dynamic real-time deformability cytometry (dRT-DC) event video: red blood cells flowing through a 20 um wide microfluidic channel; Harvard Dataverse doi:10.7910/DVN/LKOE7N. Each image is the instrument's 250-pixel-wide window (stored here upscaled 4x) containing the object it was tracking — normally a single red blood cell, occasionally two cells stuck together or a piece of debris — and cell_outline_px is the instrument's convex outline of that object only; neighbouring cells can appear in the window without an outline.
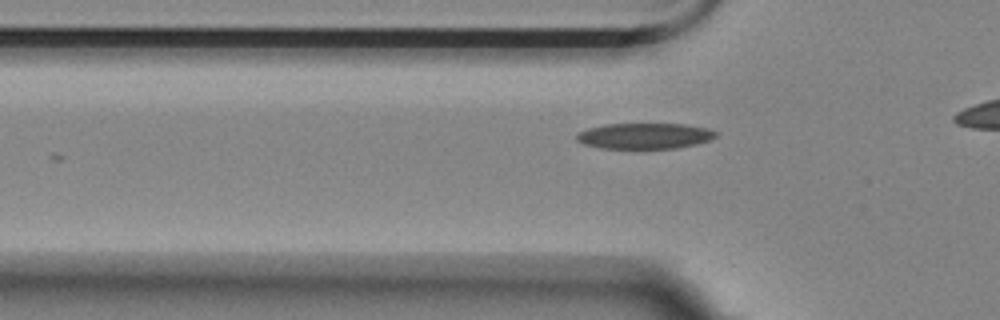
{"species": "Egyptian fruit bat (a non-hibernating species)", "species_latin": "Rousettus aegyptiacus", "temperature_condition": "room temperature", "stored_images_in_passage": 24, "camera_frame_rate_fps": 3000, "um_per_image_px": 0.085, "animal": {"sex": "female"}, "frame": {"image": 1, "passage_image": 3, "time_ms": 0.667, "image_size_px": [1000, 320], "cell_outline_px": [[720, 132], [716, 136], [708, 140], [696, 144], [676, 148], [600, 148], [584, 144], [576, 140], [576, 136], [580, 132], [588, 128], [604, 124], [684, 124], [708, 128]], "centroid_in_image_um": [54.81, 11.55], "position_along_channel_um": 71.0, "area_um2": 20.87}}
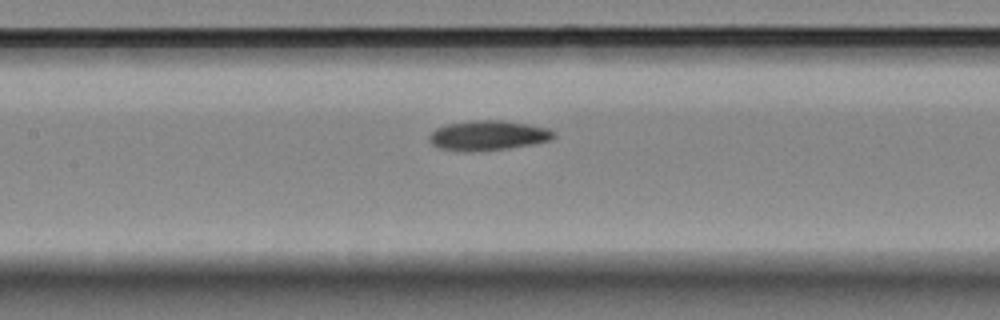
{"frame": {"image": 2, "passage_image": 11, "time_ms": 3.333, "image_size_px": [1000, 320], "cell_outline_px": [[556, 136], [552, 140], [532, 144], [508, 148], [440, 148], [432, 144], [428, 140], [428, 136], [436, 128], [448, 124], [472, 120], [500, 120], [528, 124], [548, 128], [556, 132]], "centroid_in_image_um": [41.57, 11.45], "position_along_channel_um": 165.8, "area_um2": 20.69}}
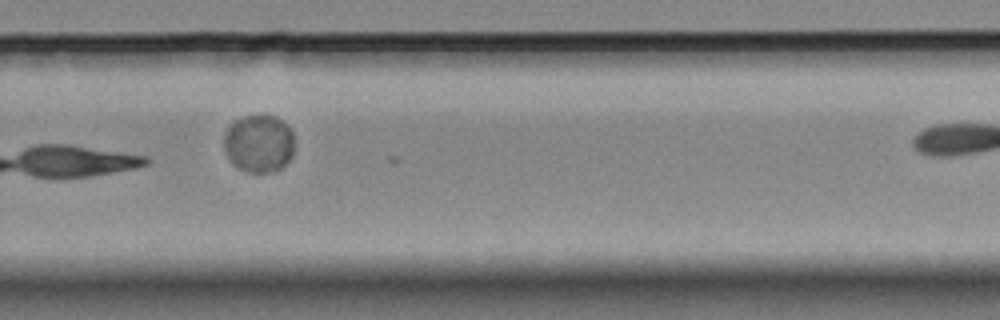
{"frame": {"image": 3, "passage_image": 18, "time_ms": 5.667, "image_size_px": [1000, 320], "cell_outline_px": [[292, 156], [280, 168], [268, 172], [248, 172], [232, 164], [224, 148], [224, 136], [228, 124], [232, 120], [244, 116], [276, 116], [292, 132]], "centroid_in_image_um": [21.95, 12.18], "position_along_channel_um": 307.9, "area_um2": 23.41}}